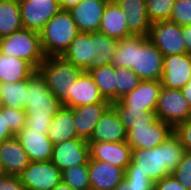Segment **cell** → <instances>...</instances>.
<instances>
[{
  "label": "cell",
  "mask_w": 191,
  "mask_h": 190,
  "mask_svg": "<svg viewBox=\"0 0 191 190\" xmlns=\"http://www.w3.org/2000/svg\"><path fill=\"white\" fill-rule=\"evenodd\" d=\"M184 153L183 145L173 132L155 148L132 149L131 162L125 172H141L155 183L178 167Z\"/></svg>",
  "instance_id": "6da1fadb"
},
{
  "label": "cell",
  "mask_w": 191,
  "mask_h": 190,
  "mask_svg": "<svg viewBox=\"0 0 191 190\" xmlns=\"http://www.w3.org/2000/svg\"><path fill=\"white\" fill-rule=\"evenodd\" d=\"M90 146L82 138H74L54 145L51 162L60 170L89 164Z\"/></svg>",
  "instance_id": "8fae6325"
},
{
  "label": "cell",
  "mask_w": 191,
  "mask_h": 190,
  "mask_svg": "<svg viewBox=\"0 0 191 190\" xmlns=\"http://www.w3.org/2000/svg\"><path fill=\"white\" fill-rule=\"evenodd\" d=\"M15 137L26 151L30 161L51 160L54 144L43 131L24 127Z\"/></svg>",
  "instance_id": "9a60e30c"
},
{
  "label": "cell",
  "mask_w": 191,
  "mask_h": 190,
  "mask_svg": "<svg viewBox=\"0 0 191 190\" xmlns=\"http://www.w3.org/2000/svg\"><path fill=\"white\" fill-rule=\"evenodd\" d=\"M173 132L178 136L185 151H191V118L178 123L173 128Z\"/></svg>",
  "instance_id": "60d3db41"
},
{
  "label": "cell",
  "mask_w": 191,
  "mask_h": 190,
  "mask_svg": "<svg viewBox=\"0 0 191 190\" xmlns=\"http://www.w3.org/2000/svg\"><path fill=\"white\" fill-rule=\"evenodd\" d=\"M92 160L107 162L123 169L131 162L132 148L125 142H92L90 145Z\"/></svg>",
  "instance_id": "d6986e66"
},
{
  "label": "cell",
  "mask_w": 191,
  "mask_h": 190,
  "mask_svg": "<svg viewBox=\"0 0 191 190\" xmlns=\"http://www.w3.org/2000/svg\"><path fill=\"white\" fill-rule=\"evenodd\" d=\"M173 133V127L157 119L151 126H131L127 143L132 149H151L161 145Z\"/></svg>",
  "instance_id": "7c38bea8"
},
{
  "label": "cell",
  "mask_w": 191,
  "mask_h": 190,
  "mask_svg": "<svg viewBox=\"0 0 191 190\" xmlns=\"http://www.w3.org/2000/svg\"><path fill=\"white\" fill-rule=\"evenodd\" d=\"M0 52L28 62L35 70L45 60L40 33L22 28L0 38Z\"/></svg>",
  "instance_id": "5b68a950"
},
{
  "label": "cell",
  "mask_w": 191,
  "mask_h": 190,
  "mask_svg": "<svg viewBox=\"0 0 191 190\" xmlns=\"http://www.w3.org/2000/svg\"><path fill=\"white\" fill-rule=\"evenodd\" d=\"M125 141H127V130L121 122L115 108L110 105L102 114L87 142L90 145L92 142Z\"/></svg>",
  "instance_id": "5bb4252c"
},
{
  "label": "cell",
  "mask_w": 191,
  "mask_h": 190,
  "mask_svg": "<svg viewBox=\"0 0 191 190\" xmlns=\"http://www.w3.org/2000/svg\"><path fill=\"white\" fill-rule=\"evenodd\" d=\"M148 38L163 56L187 53L182 26L169 20L153 22Z\"/></svg>",
  "instance_id": "ba28073f"
},
{
  "label": "cell",
  "mask_w": 191,
  "mask_h": 190,
  "mask_svg": "<svg viewBox=\"0 0 191 190\" xmlns=\"http://www.w3.org/2000/svg\"><path fill=\"white\" fill-rule=\"evenodd\" d=\"M117 41V39L109 37L100 31L91 32L93 60L85 71L88 72L90 69L111 64Z\"/></svg>",
  "instance_id": "83f0119b"
},
{
  "label": "cell",
  "mask_w": 191,
  "mask_h": 190,
  "mask_svg": "<svg viewBox=\"0 0 191 190\" xmlns=\"http://www.w3.org/2000/svg\"><path fill=\"white\" fill-rule=\"evenodd\" d=\"M35 69L25 60L0 52V82H20L28 79Z\"/></svg>",
  "instance_id": "4316f807"
},
{
  "label": "cell",
  "mask_w": 191,
  "mask_h": 190,
  "mask_svg": "<svg viewBox=\"0 0 191 190\" xmlns=\"http://www.w3.org/2000/svg\"><path fill=\"white\" fill-rule=\"evenodd\" d=\"M22 24L25 29L40 33L60 10V0H19Z\"/></svg>",
  "instance_id": "9c48e42d"
},
{
  "label": "cell",
  "mask_w": 191,
  "mask_h": 190,
  "mask_svg": "<svg viewBox=\"0 0 191 190\" xmlns=\"http://www.w3.org/2000/svg\"><path fill=\"white\" fill-rule=\"evenodd\" d=\"M182 31L187 54L191 55V25L182 26Z\"/></svg>",
  "instance_id": "f6af8a7d"
},
{
  "label": "cell",
  "mask_w": 191,
  "mask_h": 190,
  "mask_svg": "<svg viewBox=\"0 0 191 190\" xmlns=\"http://www.w3.org/2000/svg\"><path fill=\"white\" fill-rule=\"evenodd\" d=\"M15 134L10 130L6 120V106H0V143L13 138Z\"/></svg>",
  "instance_id": "ee69618b"
},
{
  "label": "cell",
  "mask_w": 191,
  "mask_h": 190,
  "mask_svg": "<svg viewBox=\"0 0 191 190\" xmlns=\"http://www.w3.org/2000/svg\"><path fill=\"white\" fill-rule=\"evenodd\" d=\"M60 171L51 160L33 162L18 175L26 190H52L62 181Z\"/></svg>",
  "instance_id": "30bf717a"
},
{
  "label": "cell",
  "mask_w": 191,
  "mask_h": 190,
  "mask_svg": "<svg viewBox=\"0 0 191 190\" xmlns=\"http://www.w3.org/2000/svg\"><path fill=\"white\" fill-rule=\"evenodd\" d=\"M62 106L63 104L48 89L41 74L35 70L28 78V92L24 107L25 127L48 134L51 120Z\"/></svg>",
  "instance_id": "7a4b0ae2"
},
{
  "label": "cell",
  "mask_w": 191,
  "mask_h": 190,
  "mask_svg": "<svg viewBox=\"0 0 191 190\" xmlns=\"http://www.w3.org/2000/svg\"><path fill=\"white\" fill-rule=\"evenodd\" d=\"M98 31L117 40L132 35L128 30L125 14L114 0L107 2Z\"/></svg>",
  "instance_id": "cb8c5ba5"
},
{
  "label": "cell",
  "mask_w": 191,
  "mask_h": 190,
  "mask_svg": "<svg viewBox=\"0 0 191 190\" xmlns=\"http://www.w3.org/2000/svg\"><path fill=\"white\" fill-rule=\"evenodd\" d=\"M191 80V55L164 56L161 84L169 89H182Z\"/></svg>",
  "instance_id": "4fadbf2b"
},
{
  "label": "cell",
  "mask_w": 191,
  "mask_h": 190,
  "mask_svg": "<svg viewBox=\"0 0 191 190\" xmlns=\"http://www.w3.org/2000/svg\"><path fill=\"white\" fill-rule=\"evenodd\" d=\"M95 103H110L101 95L91 75L82 71L71 88L70 108Z\"/></svg>",
  "instance_id": "603a6c76"
},
{
  "label": "cell",
  "mask_w": 191,
  "mask_h": 190,
  "mask_svg": "<svg viewBox=\"0 0 191 190\" xmlns=\"http://www.w3.org/2000/svg\"><path fill=\"white\" fill-rule=\"evenodd\" d=\"M29 163L26 151L15 136L0 143V173L18 176Z\"/></svg>",
  "instance_id": "ffe728a7"
},
{
  "label": "cell",
  "mask_w": 191,
  "mask_h": 190,
  "mask_svg": "<svg viewBox=\"0 0 191 190\" xmlns=\"http://www.w3.org/2000/svg\"><path fill=\"white\" fill-rule=\"evenodd\" d=\"M6 120L10 130L16 135L26 123V112L24 109L6 107Z\"/></svg>",
  "instance_id": "ab89813d"
},
{
  "label": "cell",
  "mask_w": 191,
  "mask_h": 190,
  "mask_svg": "<svg viewBox=\"0 0 191 190\" xmlns=\"http://www.w3.org/2000/svg\"><path fill=\"white\" fill-rule=\"evenodd\" d=\"M79 30L69 10H60L40 32L42 50L46 57L62 56Z\"/></svg>",
  "instance_id": "277c9868"
},
{
  "label": "cell",
  "mask_w": 191,
  "mask_h": 190,
  "mask_svg": "<svg viewBox=\"0 0 191 190\" xmlns=\"http://www.w3.org/2000/svg\"><path fill=\"white\" fill-rule=\"evenodd\" d=\"M81 0H60V7L62 10H70L76 6Z\"/></svg>",
  "instance_id": "bcb514c9"
},
{
  "label": "cell",
  "mask_w": 191,
  "mask_h": 190,
  "mask_svg": "<svg viewBox=\"0 0 191 190\" xmlns=\"http://www.w3.org/2000/svg\"><path fill=\"white\" fill-rule=\"evenodd\" d=\"M176 0H146V9L149 20L153 22L170 19Z\"/></svg>",
  "instance_id": "d590c367"
},
{
  "label": "cell",
  "mask_w": 191,
  "mask_h": 190,
  "mask_svg": "<svg viewBox=\"0 0 191 190\" xmlns=\"http://www.w3.org/2000/svg\"><path fill=\"white\" fill-rule=\"evenodd\" d=\"M61 57L85 71L93 60L91 32H79Z\"/></svg>",
  "instance_id": "484cf974"
},
{
  "label": "cell",
  "mask_w": 191,
  "mask_h": 190,
  "mask_svg": "<svg viewBox=\"0 0 191 190\" xmlns=\"http://www.w3.org/2000/svg\"><path fill=\"white\" fill-rule=\"evenodd\" d=\"M163 54L148 36L135 35V57L131 68L141 80L160 81L163 74Z\"/></svg>",
  "instance_id": "8992f818"
},
{
  "label": "cell",
  "mask_w": 191,
  "mask_h": 190,
  "mask_svg": "<svg viewBox=\"0 0 191 190\" xmlns=\"http://www.w3.org/2000/svg\"><path fill=\"white\" fill-rule=\"evenodd\" d=\"M169 21L180 26L191 25V0H176Z\"/></svg>",
  "instance_id": "74e56055"
},
{
  "label": "cell",
  "mask_w": 191,
  "mask_h": 190,
  "mask_svg": "<svg viewBox=\"0 0 191 190\" xmlns=\"http://www.w3.org/2000/svg\"><path fill=\"white\" fill-rule=\"evenodd\" d=\"M52 190H73V189L69 187L67 184H65L63 181H61Z\"/></svg>",
  "instance_id": "c3c4849f"
},
{
  "label": "cell",
  "mask_w": 191,
  "mask_h": 190,
  "mask_svg": "<svg viewBox=\"0 0 191 190\" xmlns=\"http://www.w3.org/2000/svg\"><path fill=\"white\" fill-rule=\"evenodd\" d=\"M28 92V79L3 83L0 86V106L24 109Z\"/></svg>",
  "instance_id": "1f68e13d"
},
{
  "label": "cell",
  "mask_w": 191,
  "mask_h": 190,
  "mask_svg": "<svg viewBox=\"0 0 191 190\" xmlns=\"http://www.w3.org/2000/svg\"><path fill=\"white\" fill-rule=\"evenodd\" d=\"M125 14L132 35L148 36L152 22L147 15L146 0H114Z\"/></svg>",
  "instance_id": "44dd1931"
},
{
  "label": "cell",
  "mask_w": 191,
  "mask_h": 190,
  "mask_svg": "<svg viewBox=\"0 0 191 190\" xmlns=\"http://www.w3.org/2000/svg\"><path fill=\"white\" fill-rule=\"evenodd\" d=\"M161 88V81L141 80L135 89L123 95L118 101L124 107L144 108L155 112Z\"/></svg>",
  "instance_id": "ac0fdd59"
},
{
  "label": "cell",
  "mask_w": 191,
  "mask_h": 190,
  "mask_svg": "<svg viewBox=\"0 0 191 190\" xmlns=\"http://www.w3.org/2000/svg\"><path fill=\"white\" fill-rule=\"evenodd\" d=\"M119 118L126 130L131 126H151L158 118L155 112H150L144 108L124 107L119 101L112 102Z\"/></svg>",
  "instance_id": "f546056e"
},
{
  "label": "cell",
  "mask_w": 191,
  "mask_h": 190,
  "mask_svg": "<svg viewBox=\"0 0 191 190\" xmlns=\"http://www.w3.org/2000/svg\"><path fill=\"white\" fill-rule=\"evenodd\" d=\"M110 105L111 103H95L71 108L77 137L88 141L102 114Z\"/></svg>",
  "instance_id": "7402d4cb"
},
{
  "label": "cell",
  "mask_w": 191,
  "mask_h": 190,
  "mask_svg": "<svg viewBox=\"0 0 191 190\" xmlns=\"http://www.w3.org/2000/svg\"><path fill=\"white\" fill-rule=\"evenodd\" d=\"M94 83L97 85L101 95L110 103L116 101V77L115 67L112 64L90 69Z\"/></svg>",
  "instance_id": "4dcf8cb0"
},
{
  "label": "cell",
  "mask_w": 191,
  "mask_h": 190,
  "mask_svg": "<svg viewBox=\"0 0 191 190\" xmlns=\"http://www.w3.org/2000/svg\"><path fill=\"white\" fill-rule=\"evenodd\" d=\"M181 91L191 106V80L181 89Z\"/></svg>",
  "instance_id": "7dc6e473"
},
{
  "label": "cell",
  "mask_w": 191,
  "mask_h": 190,
  "mask_svg": "<svg viewBox=\"0 0 191 190\" xmlns=\"http://www.w3.org/2000/svg\"><path fill=\"white\" fill-rule=\"evenodd\" d=\"M22 28L19 0H0V38Z\"/></svg>",
  "instance_id": "f1b7e54d"
},
{
  "label": "cell",
  "mask_w": 191,
  "mask_h": 190,
  "mask_svg": "<svg viewBox=\"0 0 191 190\" xmlns=\"http://www.w3.org/2000/svg\"><path fill=\"white\" fill-rule=\"evenodd\" d=\"M187 190H191V151H185L178 167L171 173Z\"/></svg>",
  "instance_id": "f35d334b"
},
{
  "label": "cell",
  "mask_w": 191,
  "mask_h": 190,
  "mask_svg": "<svg viewBox=\"0 0 191 190\" xmlns=\"http://www.w3.org/2000/svg\"><path fill=\"white\" fill-rule=\"evenodd\" d=\"M0 190H26L19 176L0 173Z\"/></svg>",
  "instance_id": "b9f144b4"
},
{
  "label": "cell",
  "mask_w": 191,
  "mask_h": 190,
  "mask_svg": "<svg viewBox=\"0 0 191 190\" xmlns=\"http://www.w3.org/2000/svg\"><path fill=\"white\" fill-rule=\"evenodd\" d=\"M109 0H81L69 12L79 32L98 31L104 8Z\"/></svg>",
  "instance_id": "e0dca14e"
},
{
  "label": "cell",
  "mask_w": 191,
  "mask_h": 190,
  "mask_svg": "<svg viewBox=\"0 0 191 190\" xmlns=\"http://www.w3.org/2000/svg\"><path fill=\"white\" fill-rule=\"evenodd\" d=\"M37 71L45 80L48 89L63 106L70 108L71 88L82 70L58 56L45 57Z\"/></svg>",
  "instance_id": "3957f363"
},
{
  "label": "cell",
  "mask_w": 191,
  "mask_h": 190,
  "mask_svg": "<svg viewBox=\"0 0 191 190\" xmlns=\"http://www.w3.org/2000/svg\"><path fill=\"white\" fill-rule=\"evenodd\" d=\"M114 190H154V182L141 172H125V178Z\"/></svg>",
  "instance_id": "8d00e7d4"
},
{
  "label": "cell",
  "mask_w": 191,
  "mask_h": 190,
  "mask_svg": "<svg viewBox=\"0 0 191 190\" xmlns=\"http://www.w3.org/2000/svg\"><path fill=\"white\" fill-rule=\"evenodd\" d=\"M115 77L116 101L135 89L141 81L137 74L128 68H115Z\"/></svg>",
  "instance_id": "e575fe53"
},
{
  "label": "cell",
  "mask_w": 191,
  "mask_h": 190,
  "mask_svg": "<svg viewBox=\"0 0 191 190\" xmlns=\"http://www.w3.org/2000/svg\"><path fill=\"white\" fill-rule=\"evenodd\" d=\"M62 181L73 190H89L88 164H81L62 171Z\"/></svg>",
  "instance_id": "836d02e7"
},
{
  "label": "cell",
  "mask_w": 191,
  "mask_h": 190,
  "mask_svg": "<svg viewBox=\"0 0 191 190\" xmlns=\"http://www.w3.org/2000/svg\"><path fill=\"white\" fill-rule=\"evenodd\" d=\"M156 117L173 128L191 118V106L180 89L161 88L156 106Z\"/></svg>",
  "instance_id": "52a82bcc"
},
{
  "label": "cell",
  "mask_w": 191,
  "mask_h": 190,
  "mask_svg": "<svg viewBox=\"0 0 191 190\" xmlns=\"http://www.w3.org/2000/svg\"><path fill=\"white\" fill-rule=\"evenodd\" d=\"M135 57V35L119 39L112 56L111 64L115 68L131 69Z\"/></svg>",
  "instance_id": "d6a6232c"
},
{
  "label": "cell",
  "mask_w": 191,
  "mask_h": 190,
  "mask_svg": "<svg viewBox=\"0 0 191 190\" xmlns=\"http://www.w3.org/2000/svg\"><path fill=\"white\" fill-rule=\"evenodd\" d=\"M154 190H187L184 186L172 175H166L161 180L154 183Z\"/></svg>",
  "instance_id": "7bdbcfd3"
},
{
  "label": "cell",
  "mask_w": 191,
  "mask_h": 190,
  "mask_svg": "<svg viewBox=\"0 0 191 190\" xmlns=\"http://www.w3.org/2000/svg\"><path fill=\"white\" fill-rule=\"evenodd\" d=\"M47 136L54 145L78 138L74 128L73 110L71 108L62 106L53 116Z\"/></svg>",
  "instance_id": "d4e9b609"
},
{
  "label": "cell",
  "mask_w": 191,
  "mask_h": 190,
  "mask_svg": "<svg viewBox=\"0 0 191 190\" xmlns=\"http://www.w3.org/2000/svg\"><path fill=\"white\" fill-rule=\"evenodd\" d=\"M90 189L114 190L125 178V169L113 164L89 159Z\"/></svg>",
  "instance_id": "2e32d148"
}]
</instances>
